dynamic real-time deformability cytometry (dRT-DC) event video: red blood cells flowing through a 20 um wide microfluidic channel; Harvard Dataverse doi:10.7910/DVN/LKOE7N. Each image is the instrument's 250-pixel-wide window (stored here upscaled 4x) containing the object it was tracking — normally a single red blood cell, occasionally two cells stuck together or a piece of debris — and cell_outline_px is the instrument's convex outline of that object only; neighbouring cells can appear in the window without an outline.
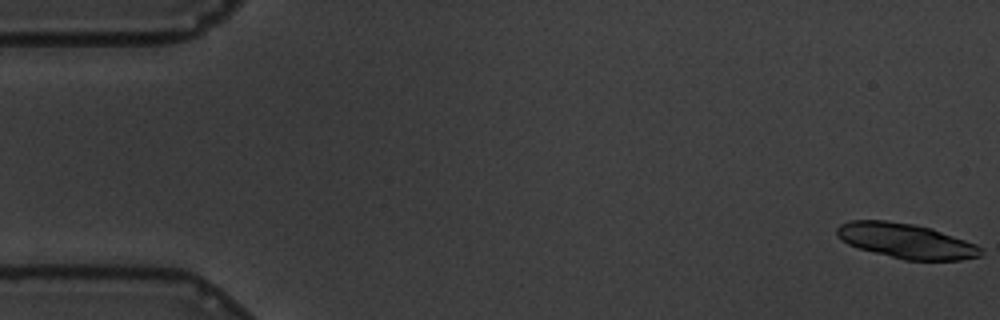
{"species": "common noctule bat (a hibernating species)", "species_latin": "Nyctalus noctula", "temperature_condition": "warm", "stored_images_in_passage": 47, "camera_frame_rate_fps": 3000, "um_per_image_px": 0.085, "animal": {"sex": "male", "body_mass_g": 19.5, "forearm_length_mm": 54.6}, "frame": {"image": 1, "passage_image": 1, "time_ms": 0.0, "image_size_px": [1000, 320], "cell_outline_px": [[980, 256], [960, 260], [904, 260], [860, 248], [848, 244], [836, 236], [836, 228], [840, 224], [852, 220], [888, 220], [916, 224], [932, 228], [976, 244], [980, 248]], "centroid_in_image_um": [76.98, 20.46], "position_along_channel_um": 8.0, "area_um2": 29.19}}
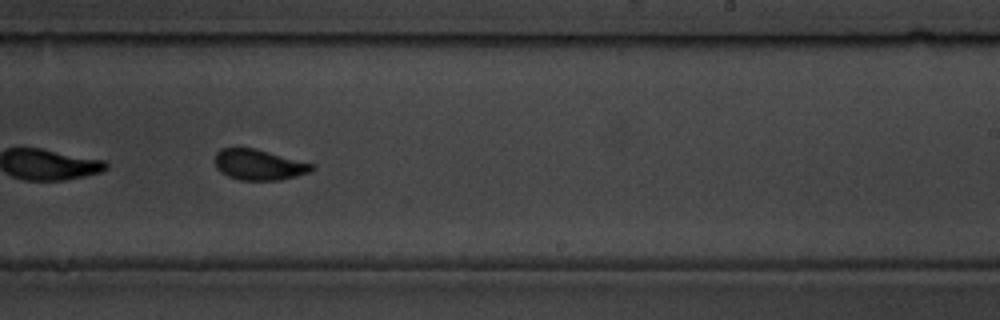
{"frame": {"image": 2, "passage_image": 36, "time_ms": 11.667, "image_size_px": [1000, 320], "cell_outline_px": [[316, 168], [312, 172], [280, 180], [240, 180], [228, 176], [220, 172], [216, 168], [212, 160], [216, 152], [220, 148], [256, 148], [316, 164]], "centroid_in_image_um": [22.01, 13.99], "position_along_channel_um": 267.0, "area_um2": 17.8}, "authors_computed_cell_mechanics": {"area_um2": 18.6694, "velocity_mm_per_s": 3.4714, "shape_relaxation_time_tau1_ms": 3.3233, "shape_relaxation_time_tau2_ms": 0.9693, "deformation_change_tau1": 0.1306, "deformation_change_tau2": 0.077}}